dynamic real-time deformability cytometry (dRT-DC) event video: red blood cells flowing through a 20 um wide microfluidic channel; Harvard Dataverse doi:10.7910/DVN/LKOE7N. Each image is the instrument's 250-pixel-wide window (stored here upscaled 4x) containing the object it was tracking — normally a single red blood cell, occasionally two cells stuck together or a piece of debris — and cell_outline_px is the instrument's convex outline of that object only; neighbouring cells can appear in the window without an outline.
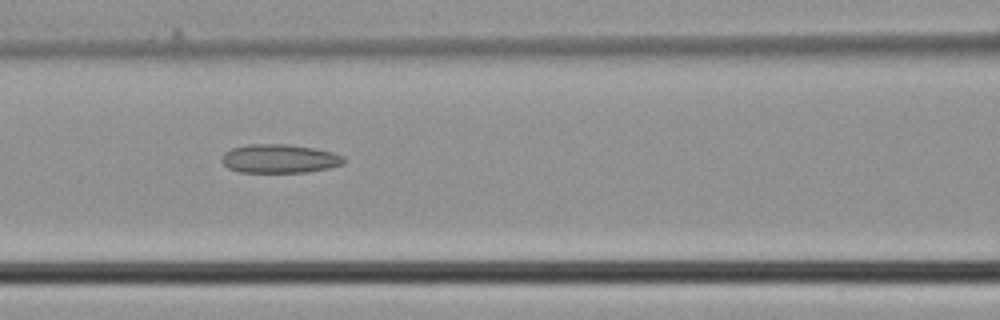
{"species": "common noctule bat (a hibernating species)", "species_latin": "Nyctalus noctula", "temperature_condition": "cold", "stored_images_in_passage": 4, "camera_frame_rate_fps": 3000, "um_per_image_px": 0.085, "animal": {"sex": "male", "body_mass_g": 21.5, "forearm_length_mm": 52.0}, "frame": {"image": 1, "passage_image": 4, "time_ms": 1.0, "image_size_px": [1000, 320], "cell_outline_px": [[344, 164], [328, 168], [308, 172], [240, 172], [228, 168], [220, 160], [224, 152], [232, 148], [248, 144], [288, 144], [316, 148], [332, 152], [344, 156]], "centroid_in_image_um": [23.75, 13.48], "position_along_channel_um": 142.8, "area_um2": 20.58}}